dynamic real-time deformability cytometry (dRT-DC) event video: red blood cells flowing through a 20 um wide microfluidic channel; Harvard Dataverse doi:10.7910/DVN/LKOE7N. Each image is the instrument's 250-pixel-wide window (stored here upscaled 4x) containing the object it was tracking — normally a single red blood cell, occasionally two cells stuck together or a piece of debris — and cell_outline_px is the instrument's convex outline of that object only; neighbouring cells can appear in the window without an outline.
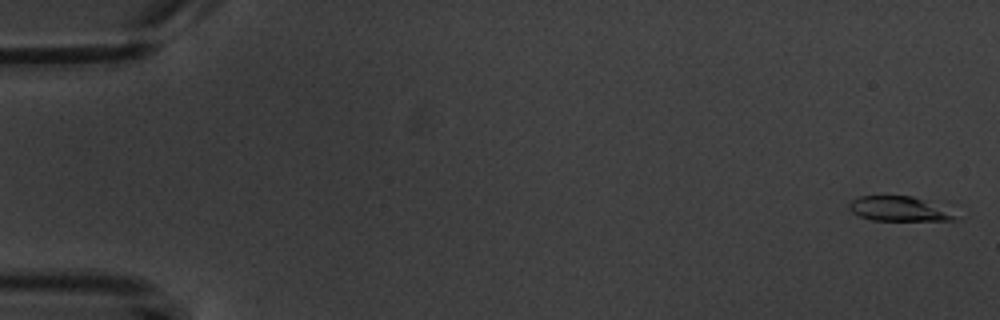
{"species": "common noctule bat (a hibernating species)", "species_latin": "Nyctalus noctula", "temperature_condition": "warm", "stored_images_in_passage": 4, "camera_frame_rate_fps": 3000, "um_per_image_px": 0.085, "animal": {"sex": "male", "body_mass_g": 20.1, "forearm_length_mm": 53.5}, "frame": {"image": 1, "passage_image": 1, "time_ms": 0.0, "image_size_px": [1000, 320], "cell_outline_px": [[956, 220], [872, 220], [860, 216], [852, 212], [848, 208], [848, 204], [852, 200], [860, 196], [912, 196], [924, 200], [956, 216]], "centroid_in_image_um": [76.29, 17.75], "position_along_channel_um": 8.7, "area_um2": 14.68}}